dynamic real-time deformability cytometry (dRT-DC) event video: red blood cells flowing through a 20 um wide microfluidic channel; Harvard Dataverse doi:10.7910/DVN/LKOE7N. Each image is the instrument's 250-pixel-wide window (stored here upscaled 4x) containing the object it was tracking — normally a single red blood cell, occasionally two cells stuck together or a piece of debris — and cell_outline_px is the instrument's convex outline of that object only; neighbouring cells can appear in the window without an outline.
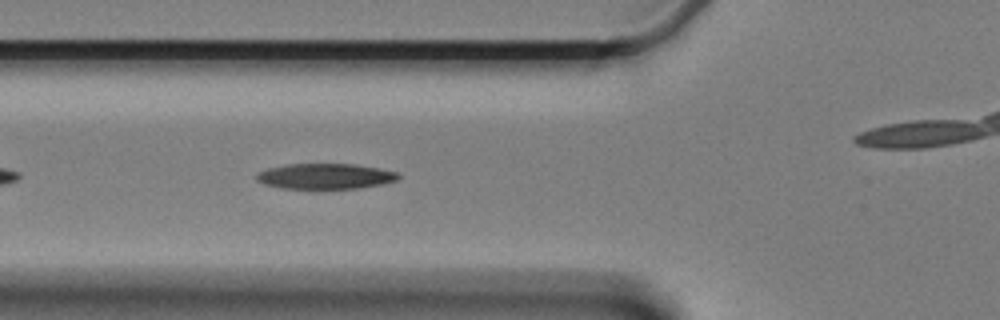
{"species": "Egyptian fruit bat (a non-hibernating species)", "species_latin": "Rousettus aegyptiacus", "temperature_condition": "cold", "stored_images_in_passage": 4, "camera_frame_rate_fps": 3000, "um_per_image_px": 0.085, "animal": {"sex": "female"}, "frame": {"image": 1, "passage_image": 3, "time_ms": 2.333, "image_size_px": [1000, 320], "cell_outline_px": [[400, 176], [396, 180], [384, 184], [360, 188], [320, 192], [312, 192], [280, 188], [264, 184], [256, 180], [256, 172], [268, 168], [288, 164], [352, 164], [376, 168], [396, 172]], "centroid_in_image_um": [27.58, 15.05], "position_along_channel_um": 98.2, "area_um2": 22.2}}